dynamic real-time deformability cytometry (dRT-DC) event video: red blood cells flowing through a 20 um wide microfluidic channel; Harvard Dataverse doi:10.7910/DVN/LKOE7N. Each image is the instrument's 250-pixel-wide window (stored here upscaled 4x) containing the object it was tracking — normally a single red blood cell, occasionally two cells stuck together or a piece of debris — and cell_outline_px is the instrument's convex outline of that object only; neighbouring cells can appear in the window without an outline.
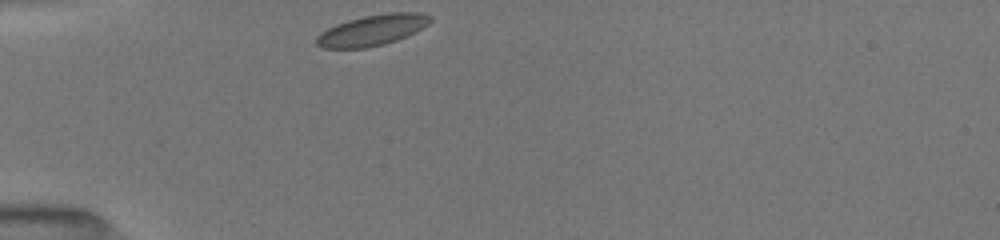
{"species": "common noctule bat (a hibernating species)", "species_latin": "Nyctalus noctula", "temperature_condition": "room temperature", "stored_images_in_passage": 10, "camera_frame_rate_fps": 3000, "um_per_image_px": 0.085, "animal": {"sex": "female", "body_mass_g": 19.5, "forearm_length_mm": 54.1}, "frame": {"image": 1, "passage_image": 1, "time_ms": 0.0, "image_size_px": [1000, 240], "cell_outline_px": [[432, 20], [428, 24], [396, 40], [384, 44], [364, 48], [320, 48], [316, 44], [316, 36], [320, 32], [336, 24], [348, 20], [364, 16], [388, 12], [420, 12], [432, 16]], "centroid_in_image_um": [31.6, 2.55], "position_along_channel_um": 53.4, "area_um2": 20.29}}
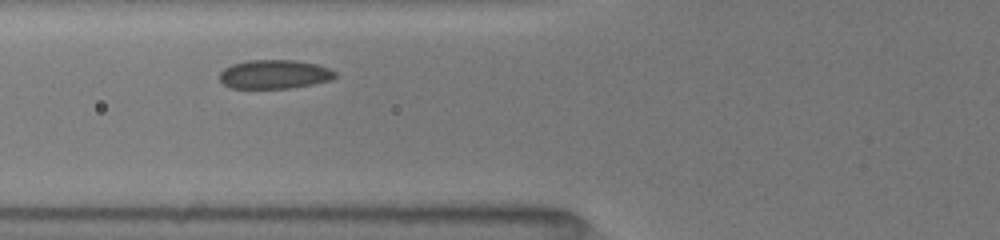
{"frame": {"image": 2, "passage_image": 6, "time_ms": 1.667, "image_size_px": [1000, 240], "cell_outline_px": [[336, 76], [332, 80], [292, 88], [232, 88], [224, 84], [220, 80], [220, 72], [224, 68], [232, 64], [248, 60], [296, 60], [316, 64], [328, 68], [336, 72]], "centroid_in_image_um": [23.33, 6.31], "position_along_channel_um": 102.5, "area_um2": 19.48}}
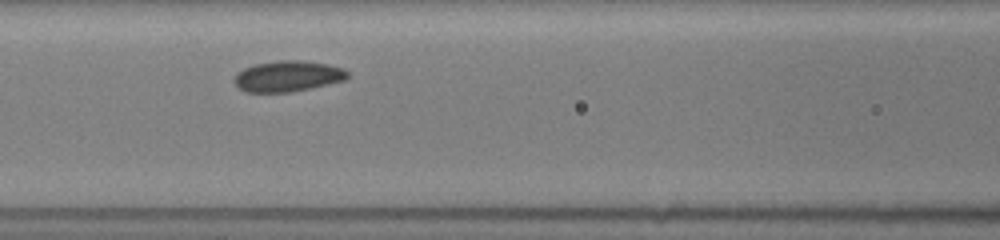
{"frame": {"image": 3, "passage_image": 9, "time_ms": 2.667, "image_size_px": [1000, 240], "cell_outline_px": [[348, 76], [344, 80], [312, 88], [292, 92], [248, 92], [240, 88], [232, 80], [236, 72], [244, 68], [256, 64], [276, 60], [300, 60], [328, 64], [344, 68], [348, 72]], "centroid_in_image_um": [24.45, 6.47], "position_along_channel_um": 142.1, "area_um2": 20.46}}